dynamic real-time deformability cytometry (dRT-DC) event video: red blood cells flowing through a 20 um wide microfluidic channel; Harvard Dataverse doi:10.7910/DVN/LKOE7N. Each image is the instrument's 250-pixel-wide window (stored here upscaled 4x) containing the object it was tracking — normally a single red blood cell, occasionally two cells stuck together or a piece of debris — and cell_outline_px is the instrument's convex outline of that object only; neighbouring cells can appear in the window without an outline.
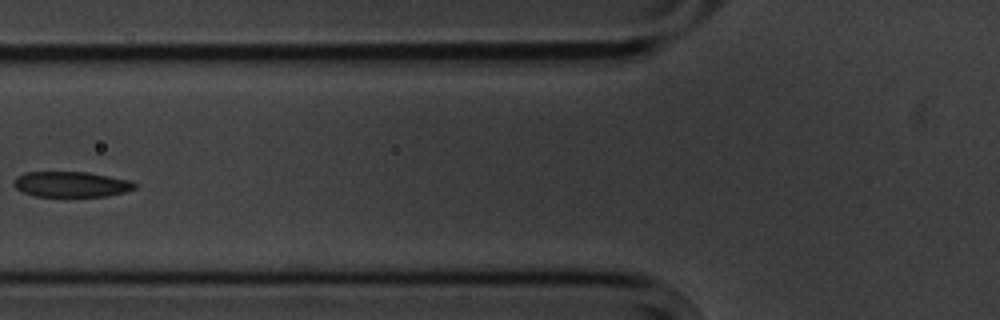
{"species": "common noctule bat (a hibernating species)", "species_latin": "Nyctalus noctula", "temperature_condition": "cold", "stored_images_in_passage": 8, "camera_frame_rate_fps": 3000, "um_per_image_px": 0.085, "animal": {"sex": "male", "body_mass_g": 20.1, "forearm_length_mm": 53.5}, "frame": {"image": 1, "passage_image": 6, "time_ms": 6.0, "image_size_px": [1000, 320], "cell_outline_px": [[136, 188], [124, 192], [108, 196], [32, 196], [20, 192], [12, 184], [16, 176], [24, 172], [88, 172], [132, 180], [136, 184]], "centroid_in_image_um": [6.03, 15.66], "position_along_channel_um": 119.8, "area_um2": 18.21}}
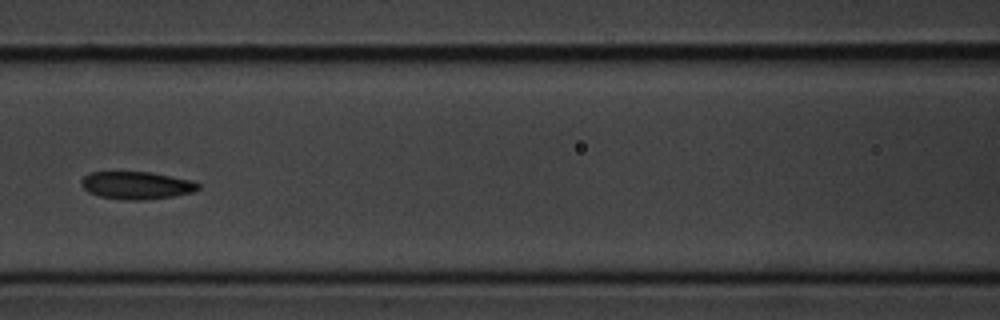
{"frame": {"image": 2, "passage_image": 7, "time_ms": 7.0, "image_size_px": [1000, 320], "cell_outline_px": [[200, 188], [192, 192], [172, 196], [144, 200], [128, 200], [100, 196], [88, 192], [80, 184], [80, 180], [84, 176], [92, 172], [152, 172], [192, 180], [200, 184]], "centroid_in_image_um": [11.61, 15.75], "position_along_channel_um": 155.0, "area_um2": 18.79}}
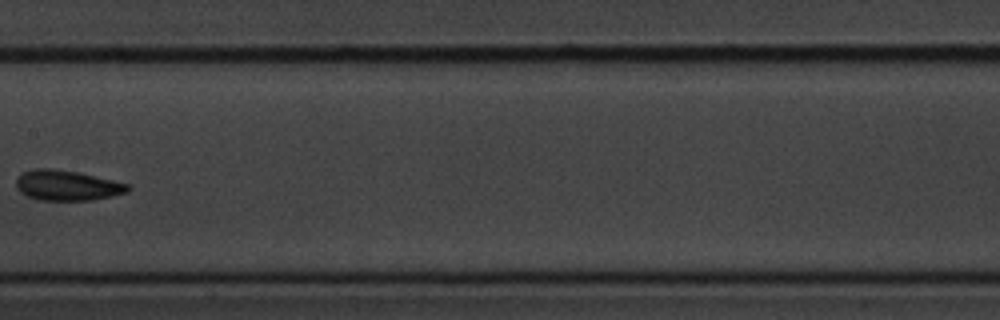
{"frame": {"image": 3, "passage_image": 8, "time_ms": 8.333, "image_size_px": [1000, 320], "cell_outline_px": [[132, 188], [128, 192], [112, 196], [92, 200], [40, 200], [28, 196], [20, 192], [16, 188], [16, 176], [24, 172], [36, 168], [52, 168], [76, 172], [112, 180], [128, 184]], "centroid_in_image_um": [5.68, 15.76], "position_along_channel_um": 201.7, "area_um2": 19.65}}